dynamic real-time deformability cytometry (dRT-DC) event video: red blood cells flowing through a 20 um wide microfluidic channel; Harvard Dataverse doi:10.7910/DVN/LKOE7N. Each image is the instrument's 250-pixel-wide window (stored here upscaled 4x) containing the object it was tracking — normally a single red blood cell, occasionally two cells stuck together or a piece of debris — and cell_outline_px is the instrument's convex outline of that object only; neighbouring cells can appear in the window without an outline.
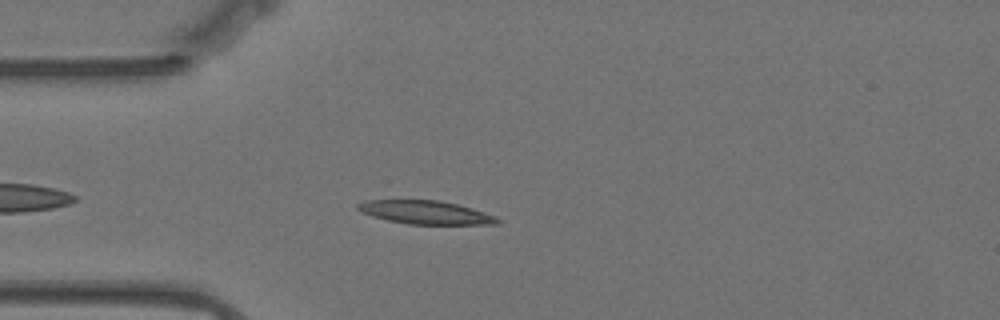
{"species": "Egyptian fruit bat (a non-hibernating species)", "species_latin": "Rousettus aegyptiacus", "temperature_condition": "warm", "stored_images_in_passage": 48, "camera_frame_rate_fps": 3000, "um_per_image_px": 0.085, "animal": {"sex": "female"}, "frame": {"image": 1, "passage_image": 6, "time_ms": 1.667, "image_size_px": [1000, 320], "cell_outline_px": [[500, 220], [496, 224], [408, 224], [388, 220], [372, 216], [360, 212], [356, 208], [356, 204], [364, 200], [440, 200], [456, 204], [484, 212], [496, 216]], "centroid_in_image_um": [36.11, 18.05], "position_along_channel_um": 48.9, "area_um2": 18.96}}
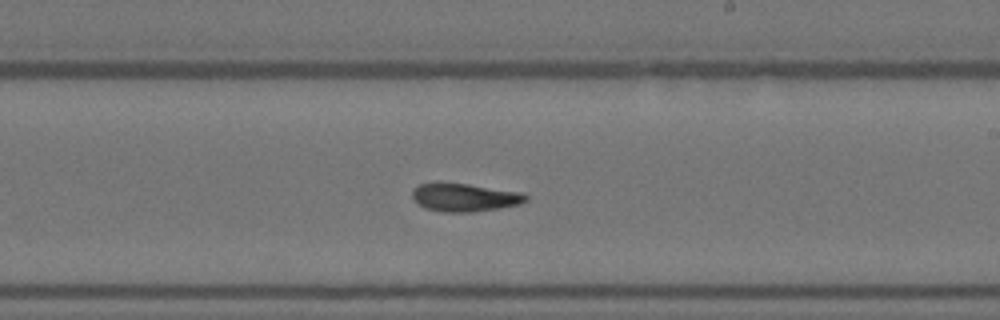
{"frame": {"image": 2, "passage_image": 24, "time_ms": 7.667, "image_size_px": [1000, 320], "cell_outline_px": [[528, 200], [520, 204], [500, 208], [472, 212], [444, 212], [424, 208], [412, 196], [412, 188], [420, 184], [436, 180], [440, 180], [468, 184], [520, 192], [528, 196]], "centroid_in_image_um": [39.44, 16.75], "position_along_channel_um": 249.6, "area_um2": 19.02}}
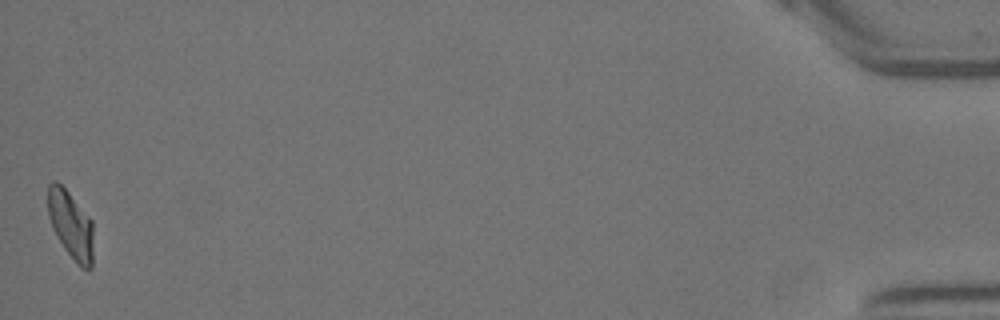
{"frame": {"image": 3, "passage_image": 48, "time_ms": 15.667, "image_size_px": [1000, 320], "cell_outline_px": [[92, 268], [80, 268], [76, 264], [64, 248], [52, 228], [48, 216], [48, 184], [52, 180], [56, 180], [68, 192], [92, 220]], "centroid_in_image_um": [6.0, 19.11], "position_along_channel_um": 429.2, "area_um2": 17.86}, "authors_computed_cell_mechanics": {"area_um2": 18.5538, "velocity_mm_per_s": 3.4976, "shape_relaxation_time_tau1_ms": null, "shape_relaxation_time_tau2_ms": 6.7405, "deformation_change_tau1": null, "deformation_change_tau2": 0.1298}}